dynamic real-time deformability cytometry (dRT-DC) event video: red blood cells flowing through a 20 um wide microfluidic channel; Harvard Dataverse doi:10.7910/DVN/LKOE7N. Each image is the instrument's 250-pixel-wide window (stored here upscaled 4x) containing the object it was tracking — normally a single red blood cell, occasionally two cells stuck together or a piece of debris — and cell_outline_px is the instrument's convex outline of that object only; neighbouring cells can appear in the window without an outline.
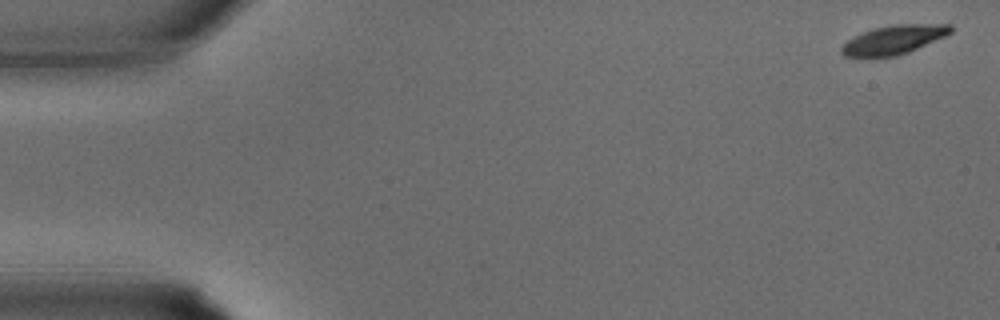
{"species": "common noctule bat (a hibernating species)", "species_latin": "Nyctalus noctula", "temperature_condition": "warm", "stored_images_in_passage": 34, "camera_frame_rate_fps": 3000, "um_per_image_px": 0.085, "animal": {"sex": "male", "body_mass_g": 15.6}, "frame": {"image": 1, "passage_image": 1, "time_ms": 0.0, "image_size_px": [1000, 320], "cell_outline_px": [[952, 32], [944, 36], [908, 52], [896, 56], [844, 56], [840, 52], [840, 48], [852, 36], [872, 28], [896, 24], [952, 24]], "centroid_in_image_um": [75.95, 3.36], "position_along_channel_um": 9.0, "area_um2": 18.21}}
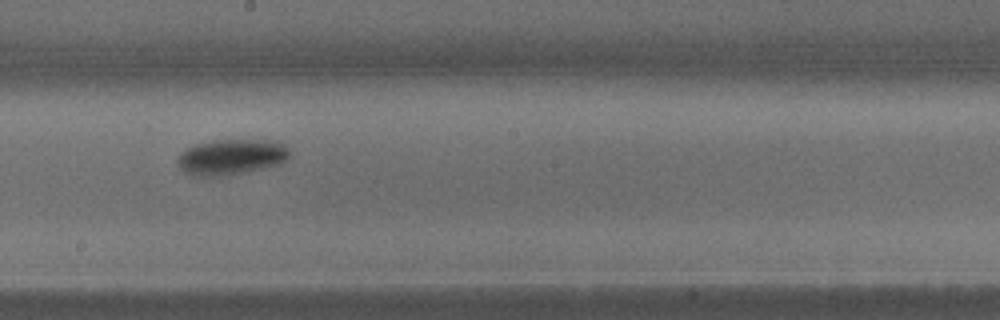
{"frame": {"image": 2, "passage_image": 19, "time_ms": 6.0, "image_size_px": [1000, 320], "cell_outline_px": [[292, 156], [288, 160], [280, 164], [264, 168], [244, 172], [220, 176], [192, 176], [180, 168], [176, 160], [188, 148], [196, 144], [212, 140], [280, 140], [292, 152]], "centroid_in_image_um": [19.75, 13.33], "position_along_channel_um": 228.4, "area_um2": 23.47}}
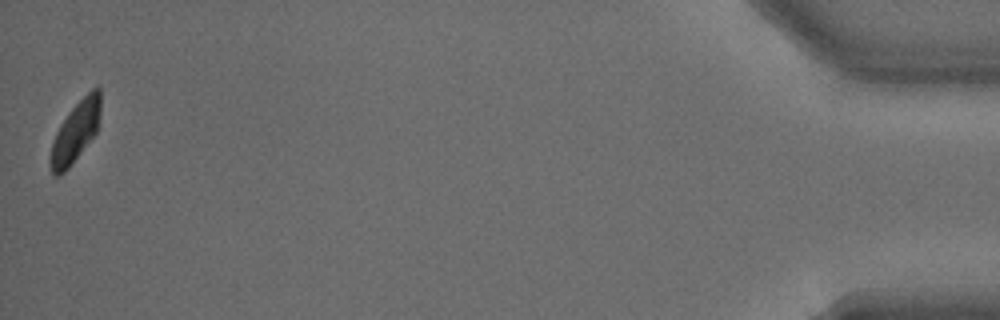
{"frame": {"image": 3, "passage_image": 34, "time_ms": 11.0, "image_size_px": [1000, 320], "cell_outline_px": [[100, 112], [96, 132], [68, 168], [60, 176], [52, 176], [48, 164], [52, 144], [56, 132], [60, 124], [68, 112], [92, 88], [100, 88]], "centroid_in_image_um": [6.37, 11.25], "position_along_channel_um": 428.8, "area_um2": 17.51}}